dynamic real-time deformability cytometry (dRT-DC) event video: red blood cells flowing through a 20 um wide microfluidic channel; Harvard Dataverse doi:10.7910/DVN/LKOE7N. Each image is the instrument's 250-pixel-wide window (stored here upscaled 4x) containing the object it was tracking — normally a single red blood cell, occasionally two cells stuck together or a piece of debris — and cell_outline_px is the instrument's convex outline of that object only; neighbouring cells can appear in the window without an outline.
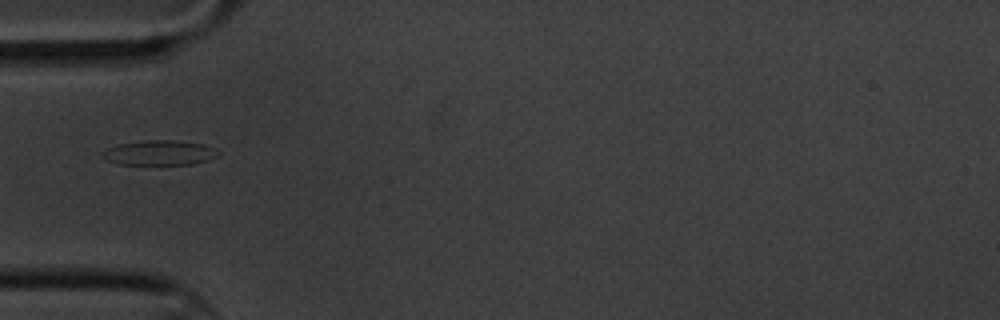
{"species": "common noctule bat (a hibernating species)", "species_latin": "Nyctalus noctula", "temperature_condition": "cold", "stored_images_in_passage": 1, "camera_frame_rate_fps": 3000, "um_per_image_px": 0.085, "animal": {"sex": "male", "body_mass_g": 20.1, "forearm_length_mm": 53.5}, "frame": {"image": 1, "passage_image": 1, "time_ms": 0.0, "image_size_px": [1000, 320], "cell_outline_px": [[220, 156], [208, 160], [192, 164], [116, 164], [100, 156], [108, 148], [116, 144], [144, 140], [176, 140], [204, 144], [216, 148], [220, 152]], "centroid_in_image_um": [13.6, 12.97], "position_along_channel_um": 71.4, "area_um2": 16.94}}